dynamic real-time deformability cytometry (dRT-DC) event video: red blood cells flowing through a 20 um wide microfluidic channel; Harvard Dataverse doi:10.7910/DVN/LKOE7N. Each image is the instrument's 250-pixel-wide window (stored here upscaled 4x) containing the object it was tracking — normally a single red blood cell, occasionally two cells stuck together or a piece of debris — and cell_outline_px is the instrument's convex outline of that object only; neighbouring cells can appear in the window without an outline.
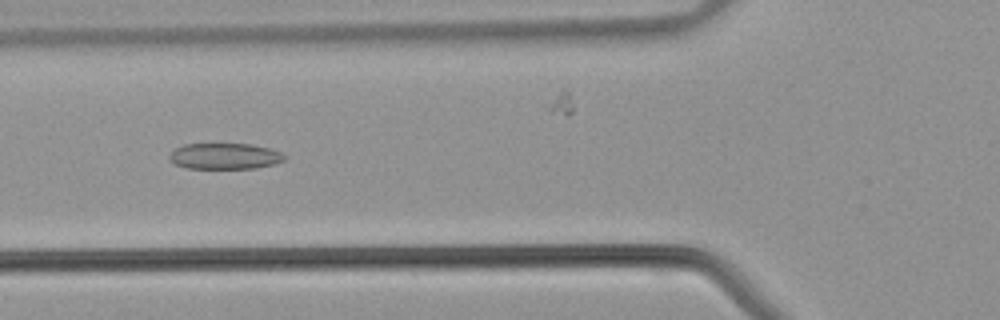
{"species": "common noctule bat (a hibernating species)", "species_latin": "Nyctalus noctula", "temperature_condition": "warm", "stored_images_in_passage": 42, "camera_frame_rate_fps": 3000, "um_per_image_px": 0.085, "animal": {"sex": "male", "body_mass_g": 21.5, "forearm_length_mm": 52.0}, "frame": {"image": 1, "passage_image": 15, "time_ms": 4.667, "image_size_px": [1000, 320], "cell_outline_px": [[288, 156], [284, 160], [276, 164], [256, 168], [188, 168], [176, 164], [168, 160], [168, 156], [176, 148], [184, 144], [252, 144], [268, 148], [280, 152]], "centroid_in_image_um": [19.13, 13.27], "position_along_channel_um": 106.7, "area_um2": 17.46}}
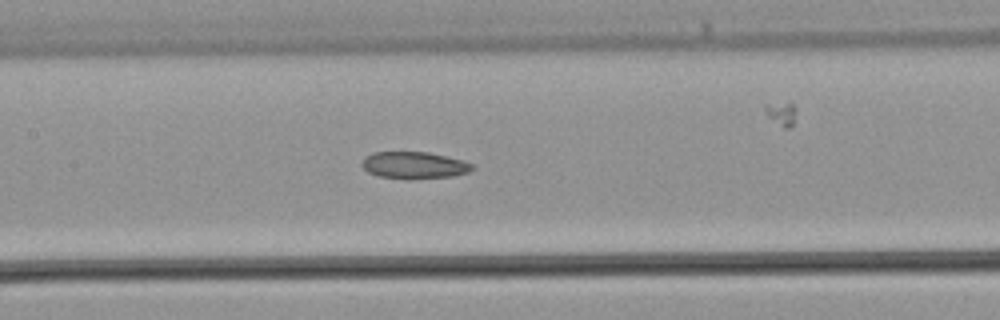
{"frame": {"image": 2, "passage_image": 19, "time_ms": 6.0, "image_size_px": [1000, 320], "cell_outline_px": [[476, 168], [468, 172], [452, 176], [408, 180], [380, 176], [368, 172], [360, 164], [364, 156], [372, 152], [428, 152], [464, 160], [472, 164]], "centroid_in_image_um": [35.2, 14.04], "position_along_channel_um": 172.2, "area_um2": 17.57}}
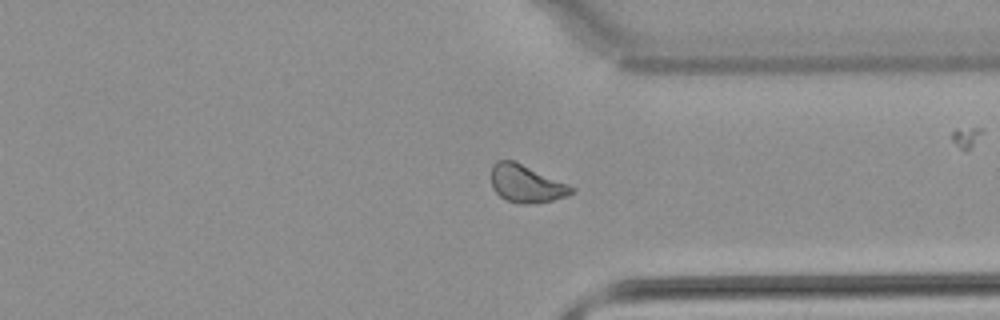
{"frame": {"image": 3, "passage_image": 31, "time_ms": 10.0, "image_size_px": [1000, 320], "cell_outline_px": [[576, 192], [568, 196], [552, 200], [532, 204], [516, 204], [500, 196], [492, 188], [492, 164], [496, 160], [512, 160], [568, 184], [576, 188]], "centroid_in_image_um": [44.74, 15.63], "position_along_channel_um": 366.7, "area_um2": 17.57}}